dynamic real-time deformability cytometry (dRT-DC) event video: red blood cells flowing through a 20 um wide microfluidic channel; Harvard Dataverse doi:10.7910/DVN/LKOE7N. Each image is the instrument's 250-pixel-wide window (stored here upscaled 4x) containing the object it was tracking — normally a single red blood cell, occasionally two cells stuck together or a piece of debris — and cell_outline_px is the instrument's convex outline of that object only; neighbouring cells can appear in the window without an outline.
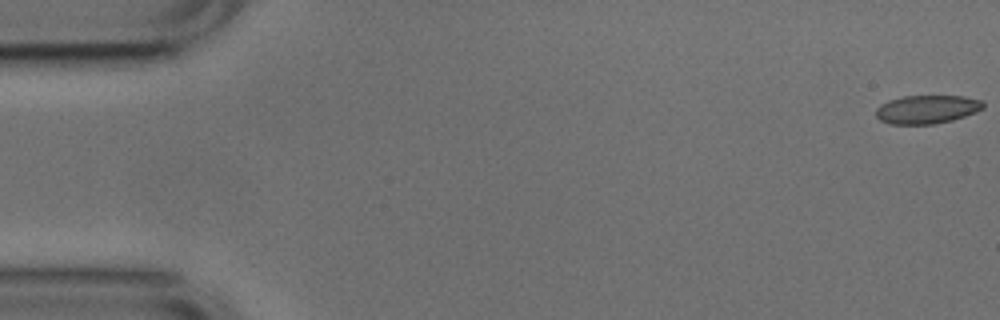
{"species": "common noctule bat (a hibernating species)", "species_latin": "Nyctalus noctula", "temperature_condition": "cold", "stored_images_in_passage": 53, "camera_frame_rate_fps": 3000, "um_per_image_px": 0.085, "animal": {"sex": "male", "body_mass_g": 17.9, "forearm_length_mm": 54.2}, "frame": {"image": 1, "passage_image": 1, "time_ms": 0.0, "image_size_px": [1000, 320], "cell_outline_px": [[984, 108], [976, 112], [952, 120], [932, 124], [892, 124], [880, 120], [876, 116], [876, 108], [880, 104], [888, 100], [904, 96], [964, 96], [980, 100], [984, 104]], "centroid_in_image_um": [78.77, 9.29], "position_along_channel_um": 6.2, "area_um2": 17.74}}
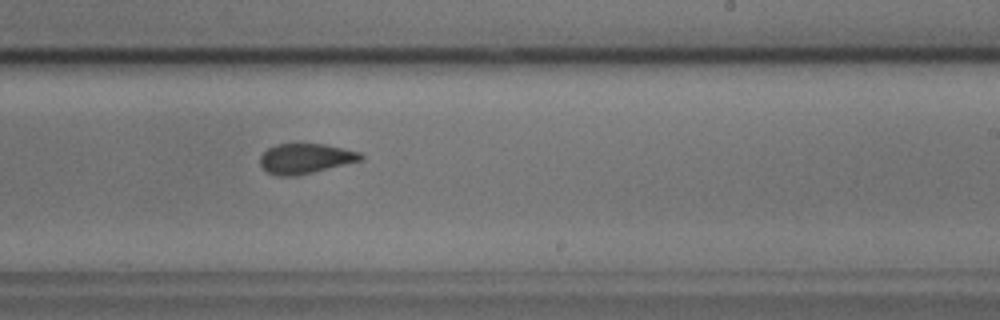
{"frame": {"image": 2, "passage_image": 32, "time_ms": 10.333, "image_size_px": [1000, 320], "cell_outline_px": [[364, 160], [296, 176], [276, 176], [268, 172], [260, 164], [260, 156], [268, 148], [276, 144], [324, 144], [344, 148], [360, 152], [364, 156]], "centroid_in_image_um": [25.99, 13.48], "position_along_channel_um": 263.0, "area_um2": 17.69}}
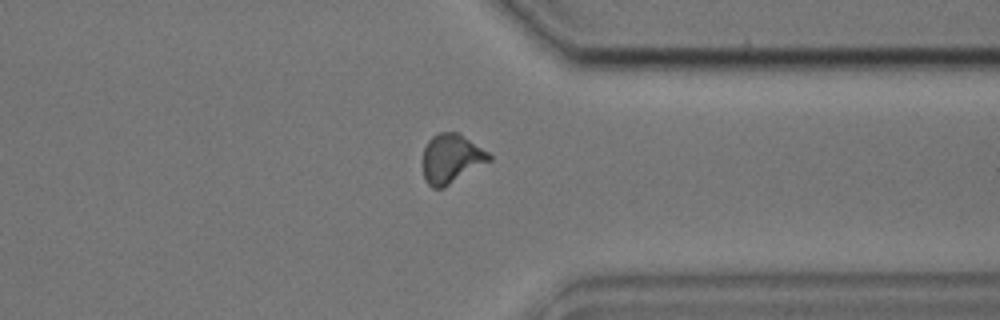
{"frame": {"image": 3, "passage_image": 41, "time_ms": 13.333, "image_size_px": [1000, 320], "cell_outline_px": [[492, 160], [444, 188], [432, 188], [428, 184], [424, 176], [424, 148], [428, 140], [432, 136], [440, 132], [456, 132], [488, 152], [492, 156]], "centroid_in_image_um": [38.37, 13.5], "position_along_channel_um": 373.0, "area_um2": 18.79}, "authors_computed_cell_mechanics": {"area_um2": 18.6116, "velocity_mm_per_s": 3.7832, "shape_relaxation_time_tau1_ms": 7.4382, "shape_relaxation_time_tau2_ms": 1.8136, "deformation_change_tau1": 0.133, "deformation_change_tau2": 0.0755}}